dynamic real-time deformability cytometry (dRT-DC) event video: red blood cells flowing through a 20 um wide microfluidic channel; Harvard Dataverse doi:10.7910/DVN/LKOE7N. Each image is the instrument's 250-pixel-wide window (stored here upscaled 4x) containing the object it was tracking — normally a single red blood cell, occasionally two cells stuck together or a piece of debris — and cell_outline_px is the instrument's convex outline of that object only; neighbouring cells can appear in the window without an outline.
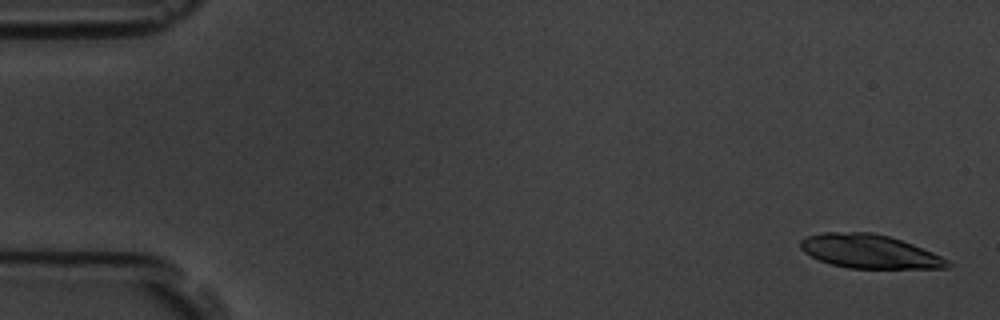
{"species": "common noctule bat (a hibernating species)", "species_latin": "Nyctalus noctula", "temperature_condition": "room temperature", "stored_images_in_passage": 6, "segment_of_instrument_passage": [1, 2], "camera_frame_rate_fps": 3000, "um_per_image_px": 0.085, "animal": {"sex": "male", "body_mass_g": 19.5, "forearm_length_mm": 54.6}, "frame": {"image": 1, "passage_image": 1, "time_ms": 0.0, "image_size_px": [1000, 320], "cell_outline_px": [[952, 264], [948, 268], [848, 268], [832, 264], [820, 260], [804, 252], [800, 248], [800, 240], [804, 236], [824, 232], [872, 232], [888, 236], [912, 244], [932, 252], [948, 260]], "centroid_in_image_um": [73.88, 21.36], "position_along_channel_um": 11.1, "area_um2": 28.78}}